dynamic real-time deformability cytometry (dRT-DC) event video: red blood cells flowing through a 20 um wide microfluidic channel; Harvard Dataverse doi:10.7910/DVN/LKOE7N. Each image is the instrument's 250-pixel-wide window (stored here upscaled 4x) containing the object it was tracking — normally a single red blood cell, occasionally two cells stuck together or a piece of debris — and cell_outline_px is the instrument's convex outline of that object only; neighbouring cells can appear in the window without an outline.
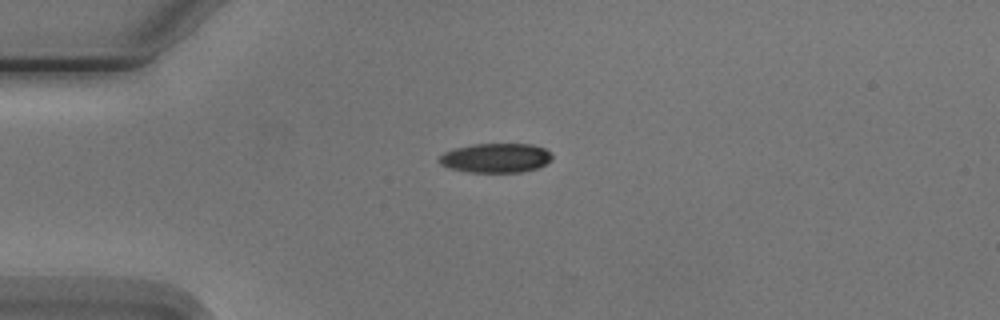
{"species": "Egyptian fruit bat (a non-hibernating species)", "species_latin": "Rousettus aegyptiacus", "temperature_condition": "cold", "stored_images_in_passage": 7, "camera_frame_rate_fps": 3000, "um_per_image_px": 0.085, "animal": {"sex": "male"}, "frame": {"image": 1, "passage_image": 3, "time_ms": 2.333, "image_size_px": [1000, 320], "cell_outline_px": [[552, 160], [536, 168], [520, 172], [468, 172], [448, 168], [440, 164], [440, 156], [444, 152], [452, 148], [472, 144], [532, 144], [544, 148], [552, 152]], "centroid_in_image_um": [42.13, 13.42], "position_along_channel_um": 42.9, "area_um2": 19.42}}
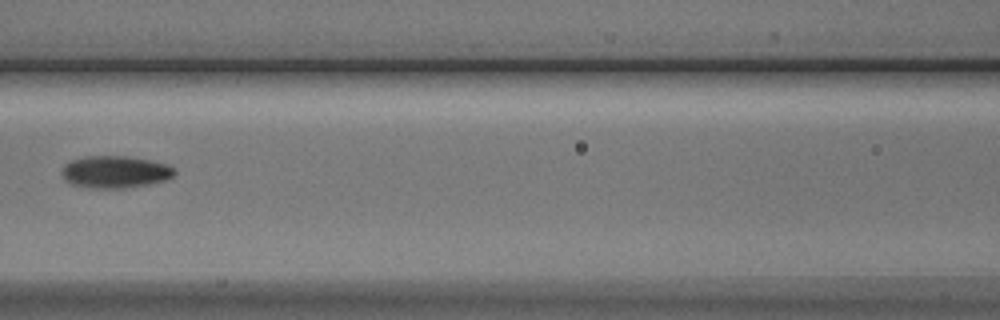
{"frame": {"image": 2, "passage_image": 6, "time_ms": 6.0, "image_size_px": [1000, 320], "cell_outline_px": [[176, 172], [172, 176], [164, 180], [148, 184], [124, 188], [92, 188], [72, 184], [64, 180], [60, 172], [64, 164], [72, 160], [84, 156], [128, 156], [152, 160], [168, 164], [176, 168]], "centroid_in_image_um": [9.78, 14.6], "position_along_channel_um": 156.8, "area_um2": 21.33}}
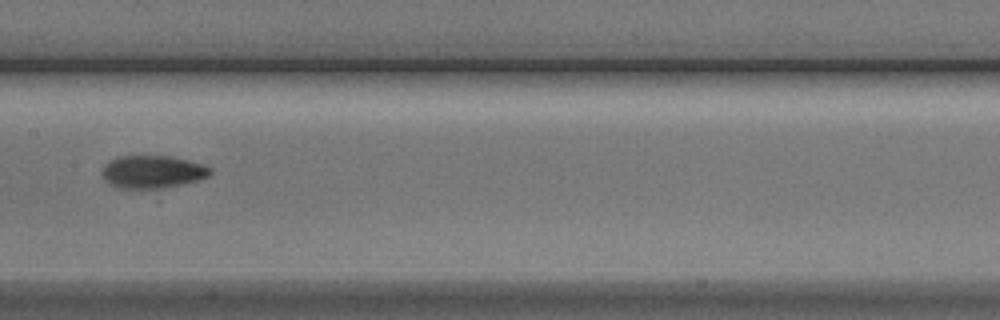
{"frame": {"image": 3, "passage_image": 7, "time_ms": 7.0, "image_size_px": [1000, 320], "cell_outline_px": [[212, 172], [208, 176], [200, 180], [164, 188], [116, 188], [104, 180], [104, 164], [120, 156], [172, 156], [204, 164], [212, 168]], "centroid_in_image_um": [13.01, 14.61], "position_along_channel_um": 194.4, "area_um2": 20.63}}